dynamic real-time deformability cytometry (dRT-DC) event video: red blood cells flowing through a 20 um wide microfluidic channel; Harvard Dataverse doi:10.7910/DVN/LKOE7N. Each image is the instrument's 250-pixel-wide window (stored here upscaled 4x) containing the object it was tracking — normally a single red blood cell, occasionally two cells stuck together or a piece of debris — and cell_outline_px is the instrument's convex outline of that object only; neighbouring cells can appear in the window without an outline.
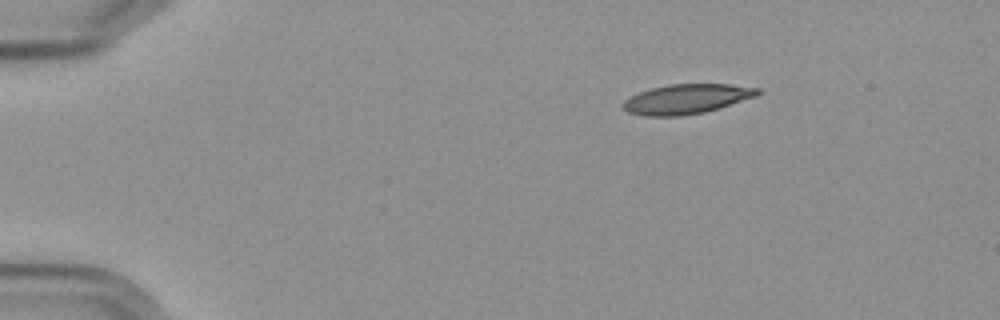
{"species": "Egyptian fruit bat (a non-hibernating species)", "species_latin": "Rousettus aegyptiacus", "temperature_condition": "cold", "stored_images_in_passage": 3, "camera_frame_rate_fps": 3000, "um_per_image_px": 0.085, "frame": {"image": 1, "passage_image": 1, "time_ms": 0.0, "image_size_px": [1000, 320], "cell_outline_px": [[760, 92], [756, 96], [720, 108], [704, 112], [680, 116], [644, 116], [628, 112], [620, 104], [624, 100], [640, 92], [652, 88], [668, 84], [728, 84], [760, 88]], "centroid_in_image_um": [58.35, 8.42], "position_along_channel_um": 26.6, "area_um2": 23.24}}